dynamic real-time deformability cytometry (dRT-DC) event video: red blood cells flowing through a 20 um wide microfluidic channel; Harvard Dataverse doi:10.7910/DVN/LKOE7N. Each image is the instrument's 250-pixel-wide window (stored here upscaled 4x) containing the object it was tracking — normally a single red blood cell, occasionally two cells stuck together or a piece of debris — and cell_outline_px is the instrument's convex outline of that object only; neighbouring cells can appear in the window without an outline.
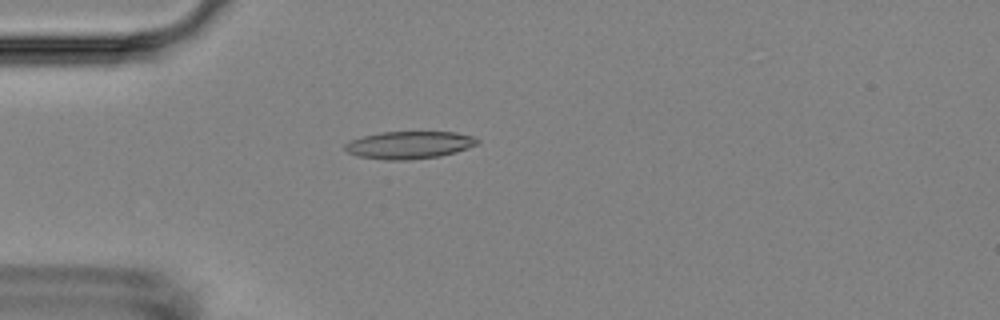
{"species": "Egyptian fruit bat (a non-hibernating species)", "species_latin": "Rousettus aegyptiacus", "temperature_condition": "room temperature", "stored_images_in_passage": 3, "camera_frame_rate_fps": 3000, "um_per_image_px": 0.085, "animal": {"sex": "female"}, "frame": {"image": 1, "passage_image": 2, "time_ms": 1.0, "image_size_px": [1000, 320], "cell_outline_px": [[480, 140], [476, 144], [468, 148], [456, 152], [440, 156], [404, 160], [384, 160], [356, 156], [348, 152], [344, 148], [344, 144], [352, 140], [364, 136], [384, 132], [456, 132], [472, 136]], "centroid_in_image_um": [34.78, 12.33], "position_along_channel_um": 50.2, "area_um2": 21.1}}